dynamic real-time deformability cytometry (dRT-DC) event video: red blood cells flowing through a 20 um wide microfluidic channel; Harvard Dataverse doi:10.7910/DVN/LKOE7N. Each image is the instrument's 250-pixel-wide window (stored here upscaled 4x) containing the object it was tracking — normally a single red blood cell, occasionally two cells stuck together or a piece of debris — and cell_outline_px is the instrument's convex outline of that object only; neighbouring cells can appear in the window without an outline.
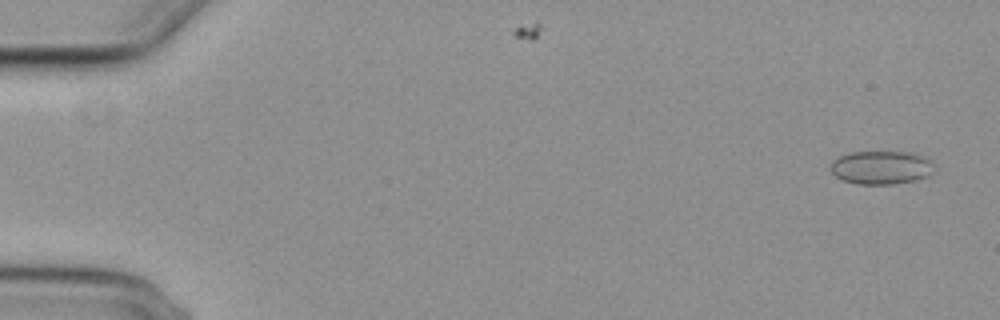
{"species": "common noctule bat (a hibernating species)", "species_latin": "Nyctalus noctula", "temperature_condition": "cold", "stored_images_in_passage": 8, "camera_frame_rate_fps": 3000, "um_per_image_px": 0.085, "animal": {"sex": "female", "body_mass_g": 29.2, "forearm_length_mm": 56.3}, "frame": {"image": 1, "passage_image": 1, "time_ms": 0.0, "image_size_px": [1000, 320], "cell_outline_px": [[936, 164], [924, 176], [912, 180], [892, 184], [856, 184], [840, 180], [832, 172], [832, 160], [840, 156], [852, 152], [912, 152], [932, 160]], "centroid_in_image_um": [74.87, 14.23], "position_along_channel_um": 10.1, "area_um2": 19.94}}